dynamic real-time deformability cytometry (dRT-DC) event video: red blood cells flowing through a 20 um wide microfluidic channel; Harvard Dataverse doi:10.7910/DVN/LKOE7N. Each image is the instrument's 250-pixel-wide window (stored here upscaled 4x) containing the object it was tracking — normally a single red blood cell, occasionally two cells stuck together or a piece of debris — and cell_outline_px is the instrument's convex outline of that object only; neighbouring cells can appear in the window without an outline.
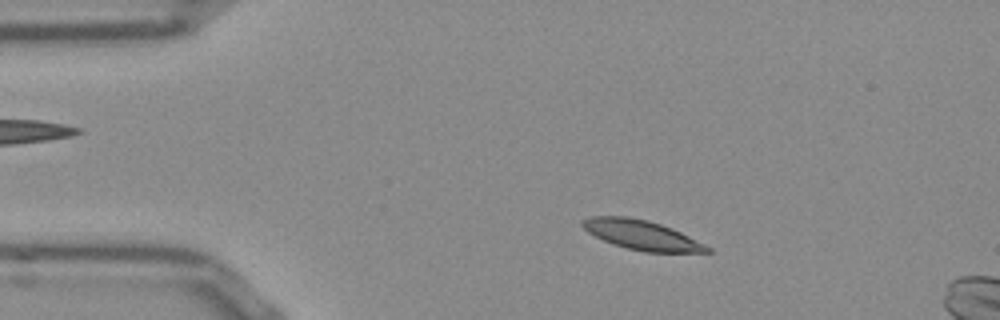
{"species": "Egyptian fruit bat (a non-hibernating species)", "species_latin": "Rousettus aegyptiacus", "temperature_condition": "room temperature", "stored_images_in_passage": 12, "camera_frame_rate_fps": 3000, "um_per_image_px": 0.085, "frame": {"image": 1, "passage_image": 7, "time_ms": 2.0, "image_size_px": [1000, 320], "cell_outline_px": [[712, 252], [644, 252], [612, 244], [588, 232], [580, 224], [580, 220], [592, 216], [628, 216], [648, 220], [672, 228], [712, 248]], "centroid_in_image_um": [54.52, 19.96], "position_along_channel_um": 30.5, "area_um2": 21.39}}